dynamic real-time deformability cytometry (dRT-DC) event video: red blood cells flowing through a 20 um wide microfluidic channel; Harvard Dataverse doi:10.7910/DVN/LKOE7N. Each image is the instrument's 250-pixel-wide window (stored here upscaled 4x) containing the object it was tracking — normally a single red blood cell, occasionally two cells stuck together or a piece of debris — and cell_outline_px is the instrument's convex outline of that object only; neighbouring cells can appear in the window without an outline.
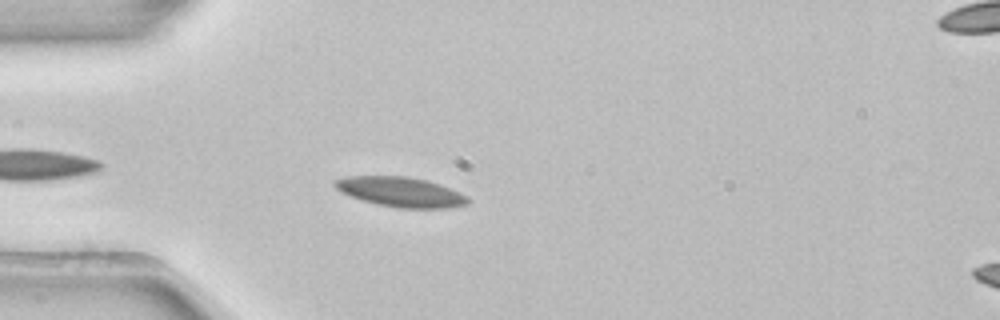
{"species": "common noctule bat (a hibernating species)", "species_latin": "Nyctalus noctula", "temperature_condition": "room temperature", "stored_images_in_passage": 4, "camera_frame_rate_fps": 3000, "um_per_image_px": 0.085, "animal": {"sex": "female", "body_mass_g": 22.7, "forearm_length_mm": 54.2}, "frame": {"image": 1, "passage_image": 3, "time_ms": 0.667, "image_size_px": [1000, 320], "cell_outline_px": [[472, 200], [468, 204], [448, 208], [400, 208], [376, 204], [340, 192], [332, 184], [332, 180], [348, 176], [408, 176], [428, 180], [440, 184], [468, 196]], "centroid_in_image_um": [34.07, 16.31], "position_along_channel_um": 50.9, "area_um2": 23.29}}